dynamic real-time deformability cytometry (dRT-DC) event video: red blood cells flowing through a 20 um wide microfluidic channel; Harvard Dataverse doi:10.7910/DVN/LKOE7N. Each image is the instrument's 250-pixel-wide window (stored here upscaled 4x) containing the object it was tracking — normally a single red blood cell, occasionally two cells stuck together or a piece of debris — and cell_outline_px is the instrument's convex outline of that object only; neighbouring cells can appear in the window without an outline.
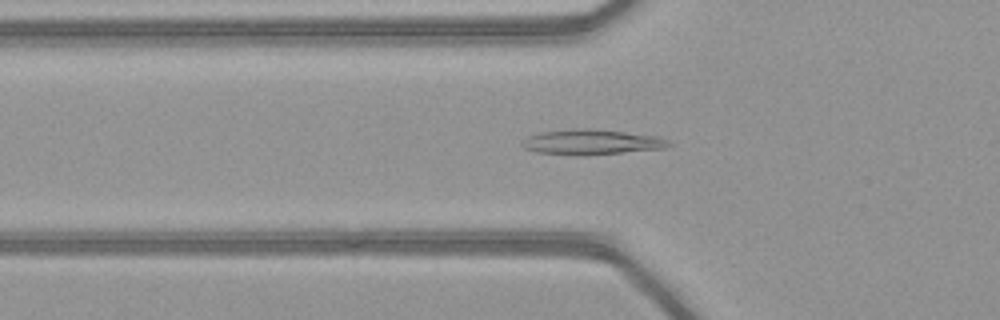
{"species": "common noctule bat (a hibernating species)", "species_latin": "Nyctalus noctula", "temperature_condition": "warm", "stored_images_in_passage": 32, "camera_frame_rate_fps": 3000, "um_per_image_px": 0.085, "animal": {"sex": "female", "body_mass_g": 21.9}, "frame": {"image": 1, "passage_image": 6, "time_ms": 1.667, "image_size_px": [1000, 320], "cell_outline_px": [[676, 144], [664, 148], [580, 156], [576, 156], [536, 152], [524, 148], [520, 144], [520, 140], [528, 136], [540, 132], [584, 128], [588, 128], [660, 136]], "centroid_in_image_um": [50.27, 12.08], "position_along_channel_um": 75.5, "area_um2": 21.68}}
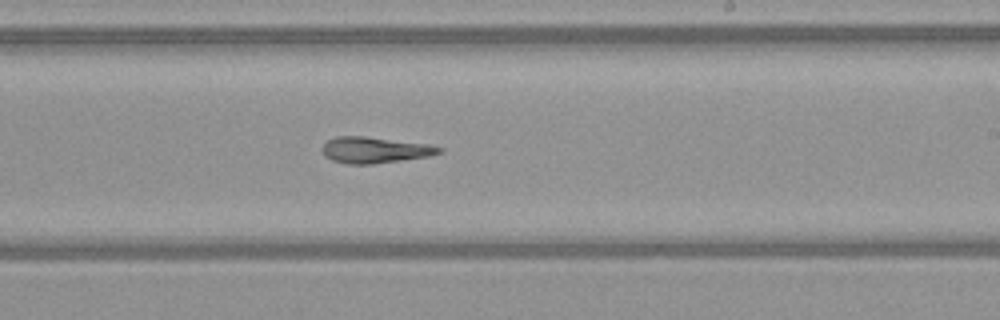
{"frame": {"image": 2, "passage_image": 19, "time_ms": 6.0, "image_size_px": [1000, 320], "cell_outline_px": [[444, 152], [432, 156], [372, 164], [348, 164], [332, 160], [324, 156], [320, 148], [328, 140], [336, 136], [364, 136], [428, 144], [444, 148]], "centroid_in_image_um": [31.87, 12.75], "position_along_channel_um": 257.1, "area_um2": 17.98}}
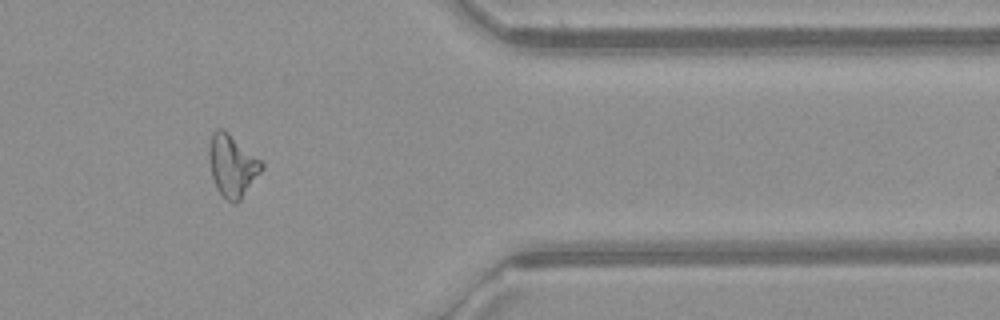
{"frame": {"image": 3, "passage_image": 30, "time_ms": 9.667, "image_size_px": [1000, 320], "cell_outline_px": [[264, 168], [240, 200], [236, 204], [232, 204], [216, 188], [212, 176], [208, 156], [208, 152], [212, 132], [216, 128], [224, 128], [260, 160], [264, 164]], "centroid_in_image_um": [19.73, 14.06], "position_along_channel_um": 391.7, "area_um2": 18.96}, "authors_computed_cell_mechanics": {"area_um2": 18.496, "velocity_mm_per_s": 4.162, "shape_relaxation_time_tau1_ms": null, "shape_relaxation_time_tau2_ms": 4.6154, "deformation_change_tau1": null, "deformation_change_tau2": 0.1444}}